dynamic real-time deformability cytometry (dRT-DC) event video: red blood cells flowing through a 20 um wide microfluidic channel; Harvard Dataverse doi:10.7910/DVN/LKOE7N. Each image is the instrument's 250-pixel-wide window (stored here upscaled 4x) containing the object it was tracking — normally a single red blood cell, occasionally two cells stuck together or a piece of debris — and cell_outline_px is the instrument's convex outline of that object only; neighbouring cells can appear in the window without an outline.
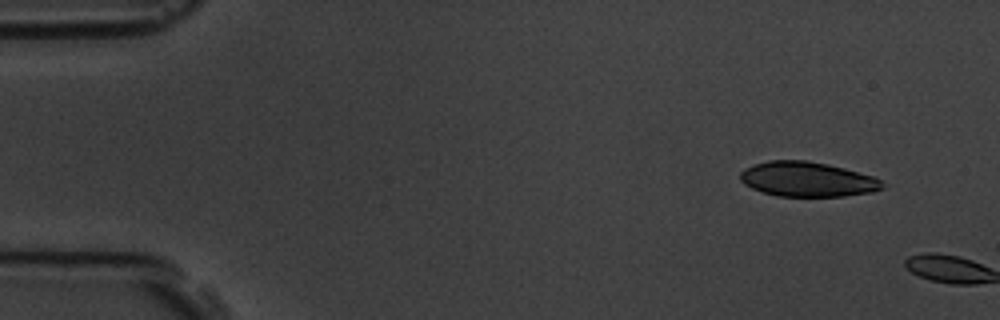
{"species": "common noctule bat (a hibernating species)", "species_latin": "Nyctalus noctula", "temperature_condition": "room temperature", "stored_images_in_passage": 2, "camera_frame_rate_fps": 3000, "um_per_image_px": 0.085, "animal": {"sex": "male", "body_mass_g": 19.5, "forearm_length_mm": 54.6}, "frame": {"image": 1, "passage_image": 1, "time_ms": 0.0, "image_size_px": [1000, 320], "cell_outline_px": [[884, 188], [872, 192], [844, 196], [776, 196], [760, 192], [744, 184], [740, 180], [740, 172], [744, 168], [752, 164], [768, 160], [808, 160], [828, 164], [844, 168], [872, 176], [880, 180]], "centroid_in_image_um": [68.57, 15.23], "position_along_channel_um": 16.4, "area_um2": 28.96}}